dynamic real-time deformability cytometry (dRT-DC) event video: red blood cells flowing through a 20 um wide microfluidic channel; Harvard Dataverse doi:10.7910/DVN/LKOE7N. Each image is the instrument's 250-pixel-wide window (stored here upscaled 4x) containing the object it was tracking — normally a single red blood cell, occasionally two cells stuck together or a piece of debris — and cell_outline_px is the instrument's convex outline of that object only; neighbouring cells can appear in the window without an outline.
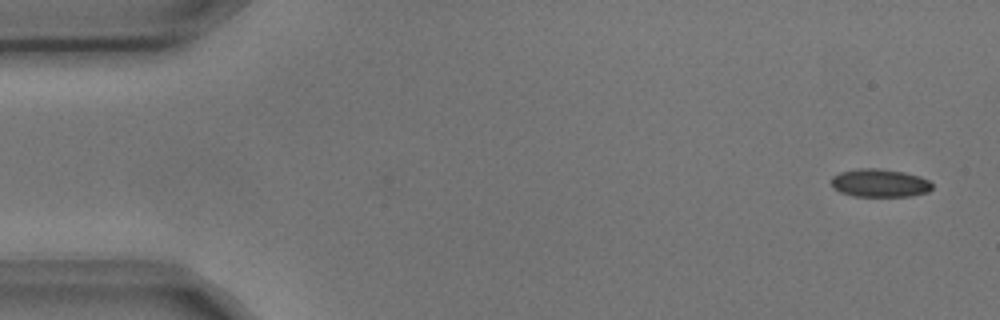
{"species": "common noctule bat (a hibernating species)", "species_latin": "Nyctalus noctula", "temperature_condition": "cold", "stored_images_in_passage": 5, "camera_frame_rate_fps": 3000, "um_per_image_px": 0.085, "animal": {"sex": "male", "body_mass_g": 17.9, "forearm_length_mm": 54.2}, "frame": {"image": 1, "passage_image": 1, "time_ms": 0.0, "image_size_px": [1000, 320], "cell_outline_px": [[932, 188], [928, 192], [912, 196], [852, 196], [840, 192], [832, 188], [832, 176], [840, 172], [856, 168], [876, 168], [904, 172], [920, 176], [928, 180], [932, 184]], "centroid_in_image_um": [74.76, 15.55], "position_along_channel_um": 10.2, "area_um2": 16.65}}
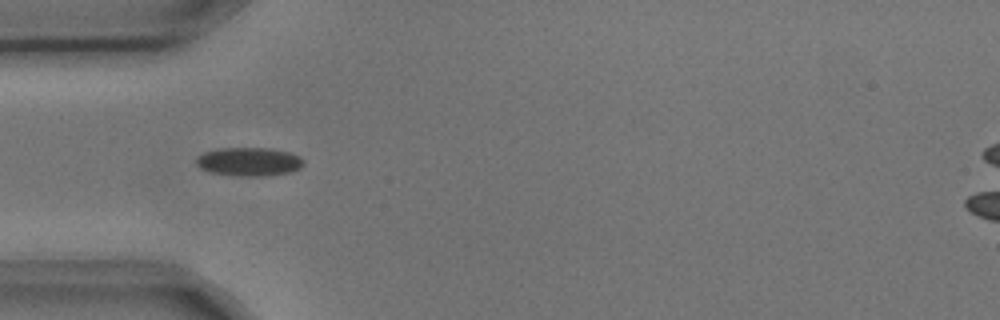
{"frame": {"image": 2, "passage_image": 5, "time_ms": 1.333, "image_size_px": [1000, 320], "cell_outline_px": [[304, 164], [300, 168], [292, 172], [264, 176], [248, 176], [212, 172], [200, 168], [196, 164], [196, 156], [204, 152], [220, 148], [272, 148], [288, 152], [300, 156], [304, 160]], "centroid_in_image_um": [21.2, 13.73], "position_along_channel_um": 63.8, "area_um2": 17.86}}